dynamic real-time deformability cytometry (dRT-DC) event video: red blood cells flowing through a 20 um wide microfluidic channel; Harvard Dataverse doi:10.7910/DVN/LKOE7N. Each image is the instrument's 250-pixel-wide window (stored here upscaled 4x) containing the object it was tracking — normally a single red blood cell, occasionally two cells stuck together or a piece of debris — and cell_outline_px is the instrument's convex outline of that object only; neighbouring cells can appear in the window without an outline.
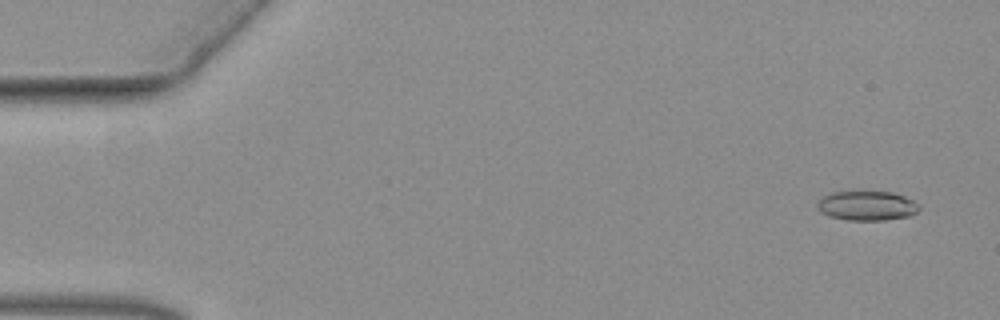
{"species": "common noctule bat (a hibernating species)", "species_latin": "Nyctalus noctula", "temperature_condition": "warm", "stored_images_in_passage": 57, "camera_frame_rate_fps": 3000, "um_per_image_px": 0.085, "animal": {"sex": "female", "body_mass_g": 19.3, "forearm_length_mm": 54.1}, "frame": {"image": 1, "passage_image": 3, "time_ms": 0.667, "image_size_px": [1000, 320], "cell_outline_px": [[920, 208], [912, 216], [884, 220], [848, 220], [828, 216], [820, 212], [816, 208], [816, 204], [820, 196], [832, 192], [892, 192], [904, 196], [920, 204]], "centroid_in_image_um": [73.66, 17.49], "position_along_channel_um": 11.3, "area_um2": 17.74}}
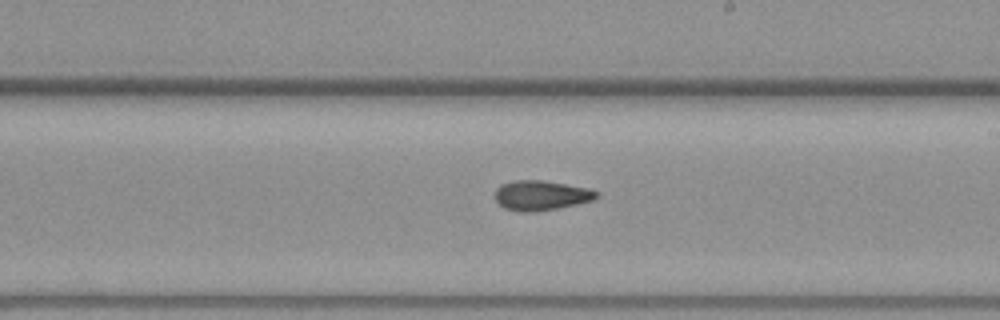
{"frame": {"image": 2, "passage_image": 33, "time_ms": 10.667, "image_size_px": [1000, 320], "cell_outline_px": [[600, 192], [592, 200], [576, 204], [536, 212], [524, 212], [504, 208], [496, 200], [496, 188], [500, 184], [516, 180], [544, 180], [588, 188]], "centroid_in_image_um": [45.98, 16.6], "position_along_channel_um": 243.0, "area_um2": 17.51}}
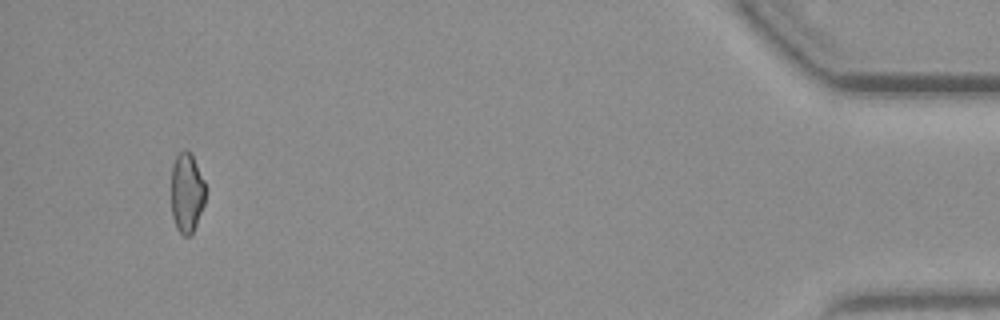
{"frame": {"image": 3, "passage_image": 54, "time_ms": 17.667, "image_size_px": [1000, 320], "cell_outline_px": [[208, 188], [204, 204], [196, 224], [192, 232], [188, 236], [184, 236], [176, 228], [172, 216], [172, 164], [176, 156], [184, 148], [192, 152]], "centroid_in_image_um": [15.91, 16.32], "position_along_channel_um": 419.3, "area_um2": 16.3}}